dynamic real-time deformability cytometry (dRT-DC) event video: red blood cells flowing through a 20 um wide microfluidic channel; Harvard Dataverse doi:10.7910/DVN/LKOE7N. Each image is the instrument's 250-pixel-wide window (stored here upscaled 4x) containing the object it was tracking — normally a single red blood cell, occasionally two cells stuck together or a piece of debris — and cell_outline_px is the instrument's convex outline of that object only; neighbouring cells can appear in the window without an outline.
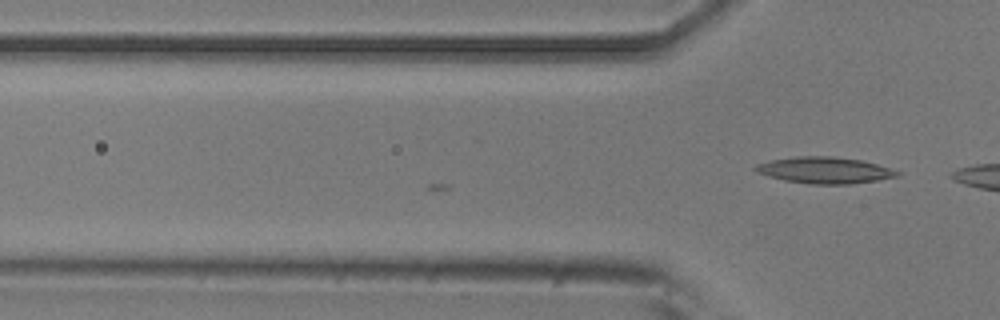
{"species": "common noctule bat (a hibernating species)", "species_latin": "Nyctalus noctula", "temperature_condition": "room temperature", "stored_images_in_passage": 12, "camera_frame_rate_fps": 3000, "um_per_image_px": 0.085, "animal": {"sex": "male", "body_mass_g": 20.5, "forearm_length_mm": 52.5}, "frame": {"image": 1, "passage_image": 12, "time_ms": 3.667, "image_size_px": [1000, 320], "cell_outline_px": [[900, 176], [852, 184], [808, 184], [784, 180], [768, 176], [756, 172], [752, 168], [756, 164], [772, 160], [796, 156], [832, 156], [860, 160], [876, 164], [900, 172]], "centroid_in_image_um": [70.06, 14.47], "position_along_channel_um": 55.7, "area_um2": 21.73}}